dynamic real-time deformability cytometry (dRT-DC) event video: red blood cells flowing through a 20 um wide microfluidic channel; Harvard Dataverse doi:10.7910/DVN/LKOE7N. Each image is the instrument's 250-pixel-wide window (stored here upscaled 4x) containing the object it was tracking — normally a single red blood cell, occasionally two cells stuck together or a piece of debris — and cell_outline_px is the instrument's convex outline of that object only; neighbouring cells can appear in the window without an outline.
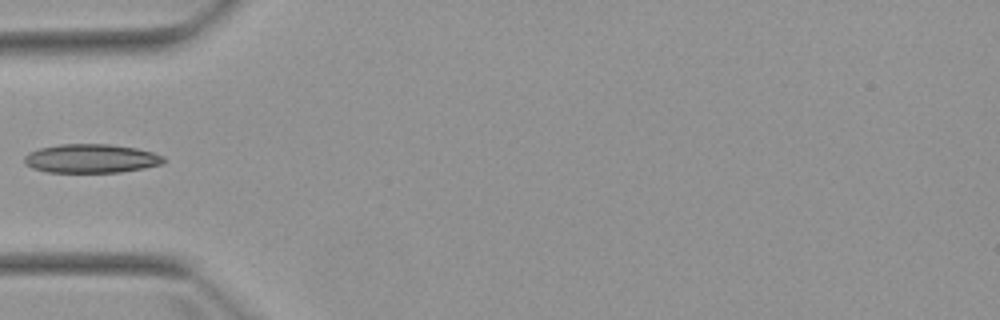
{"species": "Egyptian fruit bat (a non-hibernating species)", "species_latin": "Rousettus aegyptiacus", "temperature_condition": "warm", "stored_images_in_passage": 4, "camera_frame_rate_fps": 3000, "um_per_image_px": 0.085, "animal": {"sex": "female"}, "frame": {"image": 1, "passage_image": 3, "time_ms": 2.333, "image_size_px": [1000, 320], "cell_outline_px": [[164, 164], [144, 168], [120, 172], [48, 172], [32, 168], [24, 164], [24, 156], [28, 152], [40, 148], [60, 144], [108, 144], [136, 148], [152, 152], [164, 156]], "centroid_in_image_um": [7.73, 13.47], "position_along_channel_um": 77.3, "area_um2": 23.47}}
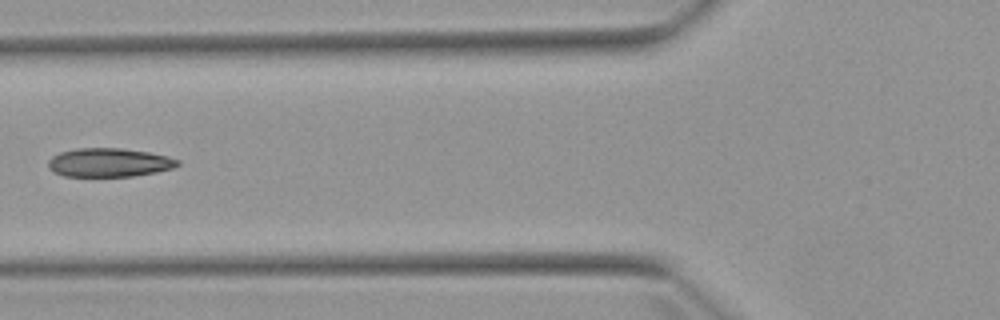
{"frame": {"image": 2, "passage_image": 4, "time_ms": 3.333, "image_size_px": [1000, 320], "cell_outline_px": [[180, 164], [172, 168], [156, 172], [132, 176], [64, 176], [52, 172], [48, 168], [48, 160], [52, 156], [60, 152], [76, 148], [120, 148], [148, 152], [168, 156], [180, 160]], "centroid_in_image_um": [9.25, 13.81], "position_along_channel_um": 116.6, "area_um2": 21.73}}